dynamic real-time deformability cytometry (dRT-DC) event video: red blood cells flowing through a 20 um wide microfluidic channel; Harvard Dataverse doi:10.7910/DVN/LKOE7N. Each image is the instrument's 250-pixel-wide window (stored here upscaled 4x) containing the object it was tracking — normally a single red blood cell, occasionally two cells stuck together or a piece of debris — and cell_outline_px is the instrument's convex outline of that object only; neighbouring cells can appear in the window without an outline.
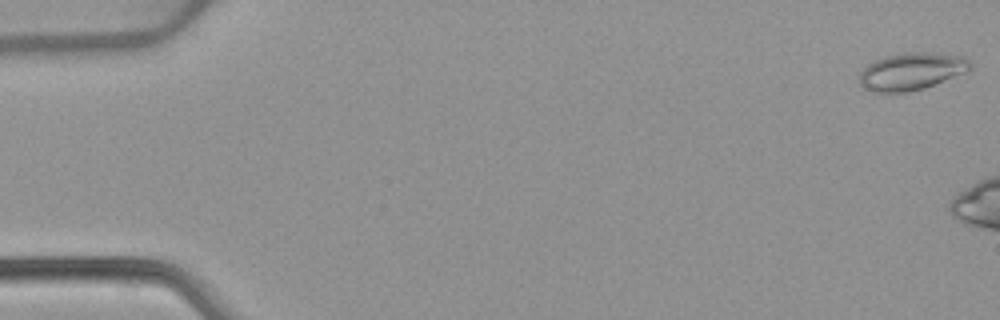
{"species": "common noctule bat (a hibernating species)", "species_latin": "Nyctalus noctula", "temperature_condition": "warm", "stored_images_in_passage": 10, "camera_frame_rate_fps": 3000, "um_per_image_px": 0.085, "animal": {"sex": "female", "body_mass_g": 22.7, "forearm_length_mm": 54.2}, "frame": {"image": 1, "passage_image": 1, "time_ms": 0.0, "image_size_px": [1000, 320], "cell_outline_px": [[972, 68], [964, 72], [924, 88], [908, 92], [872, 92], [864, 88], [860, 84], [860, 72], [868, 64], [884, 56], [904, 52], [928, 52], [964, 56], [972, 64]], "centroid_in_image_um": [77.46, 6.05], "position_along_channel_um": 7.5, "area_um2": 23.99}}